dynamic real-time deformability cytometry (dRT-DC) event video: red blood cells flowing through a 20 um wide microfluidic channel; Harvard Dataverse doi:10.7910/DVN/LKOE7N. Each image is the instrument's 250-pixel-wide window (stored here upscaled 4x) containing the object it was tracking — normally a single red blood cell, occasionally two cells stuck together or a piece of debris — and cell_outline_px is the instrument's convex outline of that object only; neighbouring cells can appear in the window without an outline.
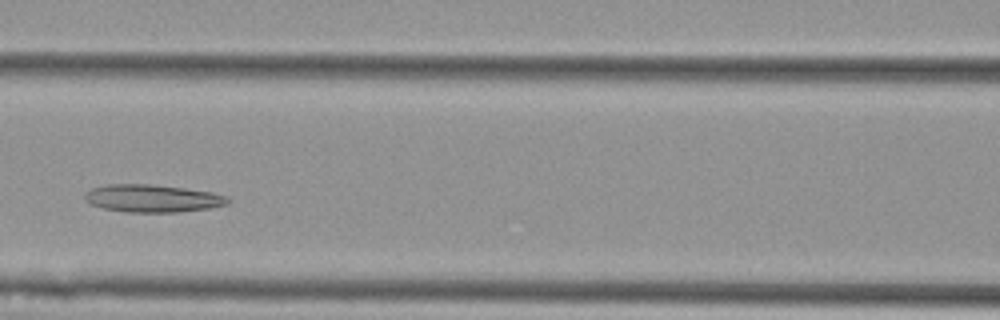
{"species": "Egyptian fruit bat (a non-hibernating species)", "species_latin": "Rousettus aegyptiacus", "temperature_condition": "cold", "stored_images_in_passage": 5, "camera_frame_rate_fps": 3000, "um_per_image_px": 0.085, "animal": {"sex": "female"}, "frame": {"image": 1, "passage_image": 5, "time_ms": 1.333, "image_size_px": [1000, 320], "cell_outline_px": [[232, 200], [228, 204], [208, 208], [176, 212], [128, 212], [104, 208], [92, 204], [84, 200], [84, 196], [92, 188], [108, 184], [148, 184], [184, 188], [212, 192], [228, 196]], "centroid_in_image_um": [13.0, 16.86], "position_along_channel_um": 153.6, "area_um2": 22.89}}